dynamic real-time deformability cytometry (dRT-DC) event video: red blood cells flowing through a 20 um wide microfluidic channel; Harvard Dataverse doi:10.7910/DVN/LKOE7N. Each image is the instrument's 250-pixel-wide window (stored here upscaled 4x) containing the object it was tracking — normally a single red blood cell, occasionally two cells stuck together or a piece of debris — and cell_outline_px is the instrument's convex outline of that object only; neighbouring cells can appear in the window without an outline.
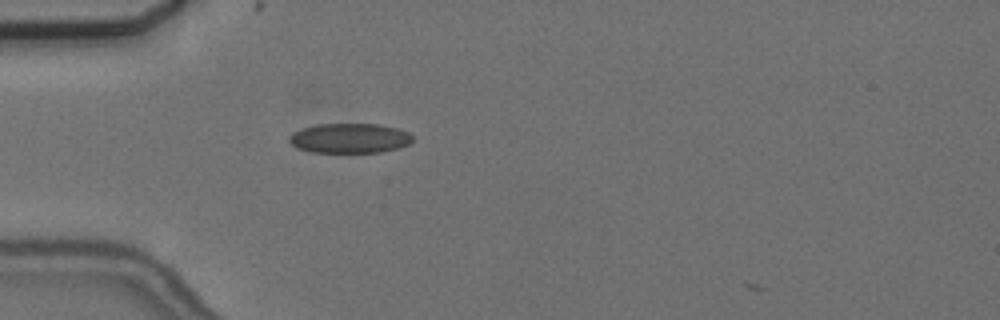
{"species": "common noctule bat (a hibernating species)", "species_latin": "Nyctalus noctula", "temperature_condition": "cold", "stored_images_in_passage": 3, "camera_frame_rate_fps": 3000, "um_per_image_px": 0.085, "animal": {"sex": "female", "body_mass_g": 24.6, "forearm_length_mm": 56.2}, "frame": {"image": 1, "passage_image": 2, "time_ms": 0.333, "image_size_px": [1000, 320], "cell_outline_px": [[412, 140], [408, 144], [400, 148], [380, 152], [312, 152], [296, 148], [288, 140], [288, 136], [292, 132], [316, 124], [380, 124], [400, 128], [408, 132], [412, 136]], "centroid_in_image_um": [29.72, 11.74], "position_along_channel_um": 55.3, "area_um2": 21.56}}